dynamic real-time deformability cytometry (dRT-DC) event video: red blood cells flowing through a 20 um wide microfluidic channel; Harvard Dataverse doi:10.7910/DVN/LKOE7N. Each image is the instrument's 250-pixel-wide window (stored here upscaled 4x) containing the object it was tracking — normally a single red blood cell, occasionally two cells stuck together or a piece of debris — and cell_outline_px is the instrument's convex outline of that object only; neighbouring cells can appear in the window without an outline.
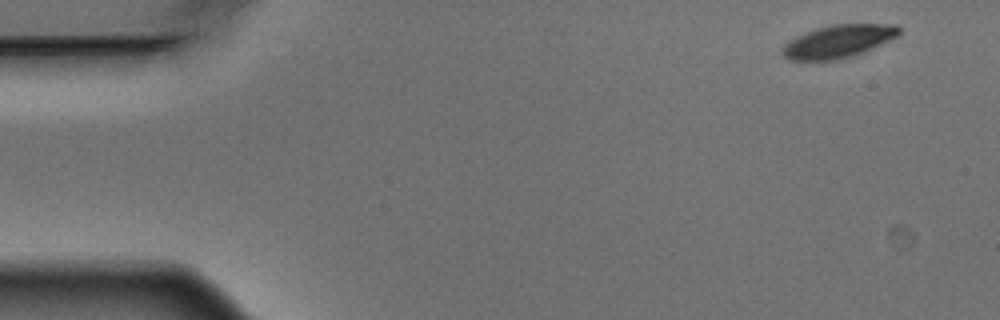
{"species": "Egyptian fruit bat (a non-hibernating species)", "species_latin": "Rousettus aegyptiacus", "temperature_condition": "warm", "stored_images_in_passage": 5, "camera_frame_rate_fps": 3000, "um_per_image_px": 0.085, "animal": {"sex": "male"}, "frame": {"image": 1, "passage_image": 5, "time_ms": 1.333, "image_size_px": [1000, 320], "cell_outline_px": [[900, 32], [896, 36], [864, 52], [852, 56], [836, 60], [808, 64], [788, 60], [784, 56], [784, 44], [788, 40], [796, 36], [816, 28], [832, 24], [896, 24], [900, 28]], "centroid_in_image_um": [71.18, 3.56], "position_along_channel_um": 13.8, "area_um2": 22.83}}